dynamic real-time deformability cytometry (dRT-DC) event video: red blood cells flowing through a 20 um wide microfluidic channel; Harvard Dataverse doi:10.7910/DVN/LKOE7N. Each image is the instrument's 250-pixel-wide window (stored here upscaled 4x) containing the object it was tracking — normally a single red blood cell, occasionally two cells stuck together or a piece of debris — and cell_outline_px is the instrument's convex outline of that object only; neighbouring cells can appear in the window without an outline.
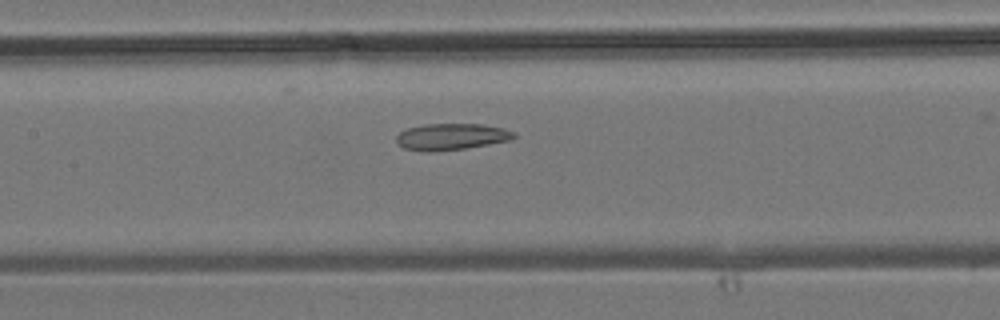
{"species": "common noctule bat (a hibernating species)", "species_latin": "Nyctalus noctula", "temperature_condition": "room temperature", "stored_images_in_passage": 31, "camera_frame_rate_fps": 3000, "um_per_image_px": 0.085, "animal": {"sex": "male", "body_mass_g": 19.2, "forearm_length_mm": 51.8}, "frame": {"image": 1, "passage_image": 11, "time_ms": 3.333, "image_size_px": [1000, 320], "cell_outline_px": [[516, 136], [512, 140], [464, 148], [428, 152], [424, 152], [404, 148], [396, 140], [396, 136], [400, 132], [408, 128], [424, 124], [480, 124], [504, 128], [516, 132]], "centroid_in_image_um": [38.39, 11.61], "position_along_channel_um": 169.0, "area_um2": 18.09}}
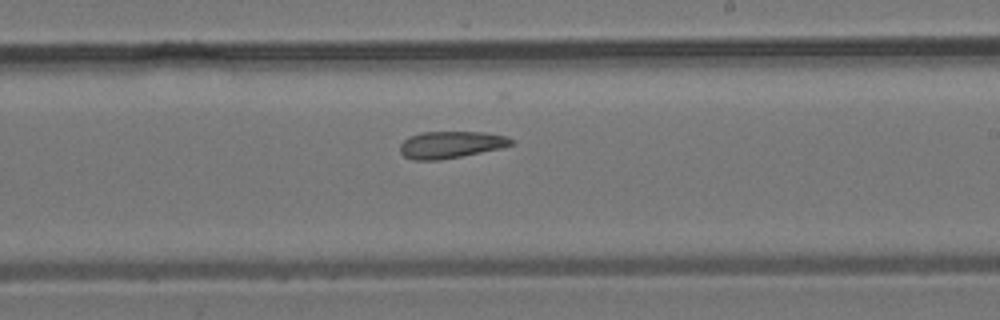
{"frame": {"image": 2, "passage_image": 16, "time_ms": 5.0, "image_size_px": [1000, 320], "cell_outline_px": [[512, 144], [500, 148], [440, 160], [412, 160], [404, 156], [400, 152], [400, 144], [408, 136], [420, 132], [484, 132], [504, 136], [512, 140]], "centroid_in_image_um": [38.24, 12.29], "position_along_channel_um": 250.8, "area_um2": 17.28}}
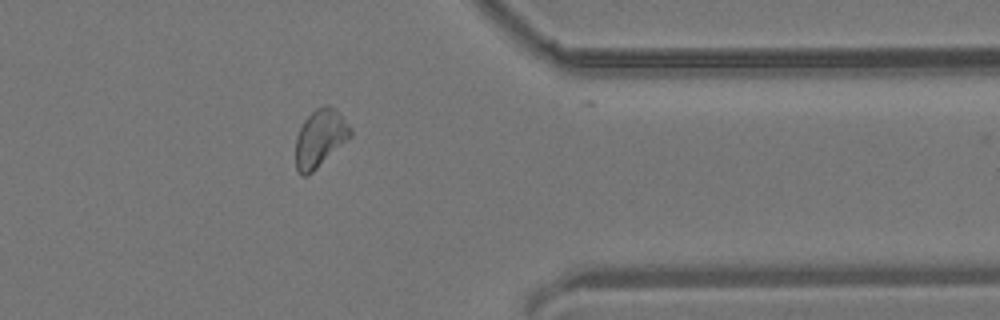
{"frame": {"image": 3, "passage_image": 25, "time_ms": 8.0, "image_size_px": [1000, 320], "cell_outline_px": [[352, 136], [308, 176], [300, 176], [296, 168], [296, 136], [304, 120], [316, 108], [328, 104], [336, 108], [352, 128]], "centroid_in_image_um": [27.22, 11.74], "position_along_channel_um": 384.2, "area_um2": 18.5}}